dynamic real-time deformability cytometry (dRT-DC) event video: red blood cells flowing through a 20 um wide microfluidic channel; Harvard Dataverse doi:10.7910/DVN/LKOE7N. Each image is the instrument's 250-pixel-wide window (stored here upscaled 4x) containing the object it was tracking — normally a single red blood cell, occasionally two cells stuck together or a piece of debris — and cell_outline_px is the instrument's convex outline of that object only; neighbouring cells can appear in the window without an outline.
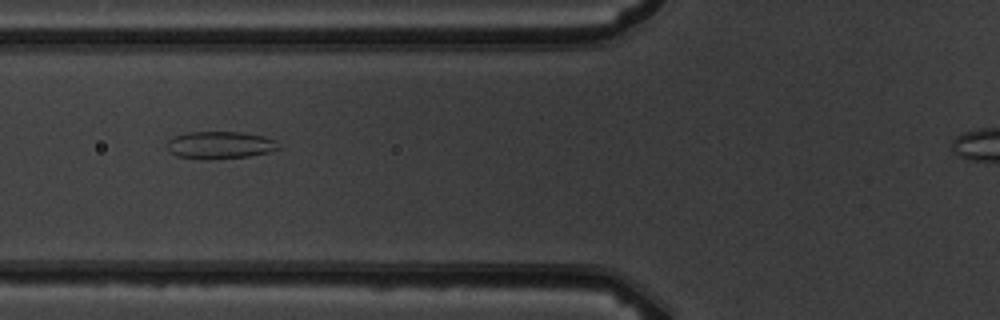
{"species": "common noctule bat (a hibernating species)", "species_latin": "Nyctalus noctula", "temperature_condition": "warm", "stored_images_in_passage": 4, "camera_frame_rate_fps": 3000, "um_per_image_px": 0.085, "animal": {"sex": "male", "body_mass_g": 19.5, "forearm_length_mm": 54.6}, "frame": {"image": 1, "passage_image": 2, "time_ms": 1.0, "image_size_px": [1000, 320], "cell_outline_px": [[280, 148], [268, 152], [248, 156], [208, 160], [200, 160], [176, 156], [168, 152], [168, 140], [176, 136], [188, 132], [244, 132], [264, 136], [276, 140]], "centroid_in_image_um": [18.68, 12.34], "position_along_channel_um": 107.1, "area_um2": 17.98}}
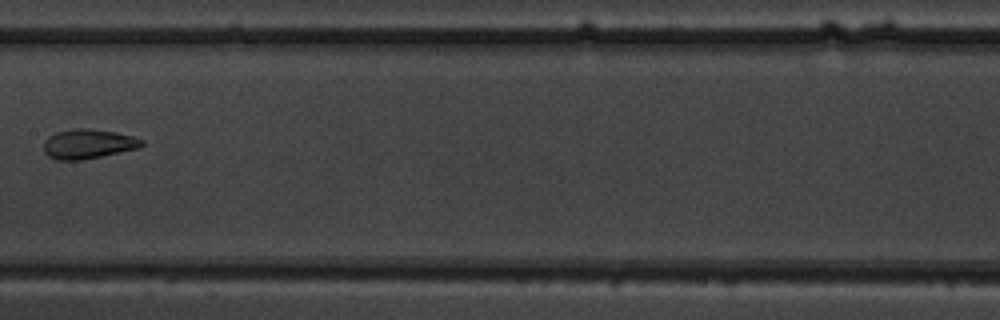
{"frame": {"image": 2, "passage_image": 4, "time_ms": 3.333, "image_size_px": [1000, 320], "cell_outline_px": [[144, 144], [140, 148], [80, 160], [56, 160], [48, 156], [44, 152], [44, 140], [48, 136], [56, 132], [72, 128], [88, 128], [116, 132], [132, 136], [144, 140]], "centroid_in_image_um": [7.48, 12.22], "position_along_channel_um": 199.9, "area_um2": 16.99}}